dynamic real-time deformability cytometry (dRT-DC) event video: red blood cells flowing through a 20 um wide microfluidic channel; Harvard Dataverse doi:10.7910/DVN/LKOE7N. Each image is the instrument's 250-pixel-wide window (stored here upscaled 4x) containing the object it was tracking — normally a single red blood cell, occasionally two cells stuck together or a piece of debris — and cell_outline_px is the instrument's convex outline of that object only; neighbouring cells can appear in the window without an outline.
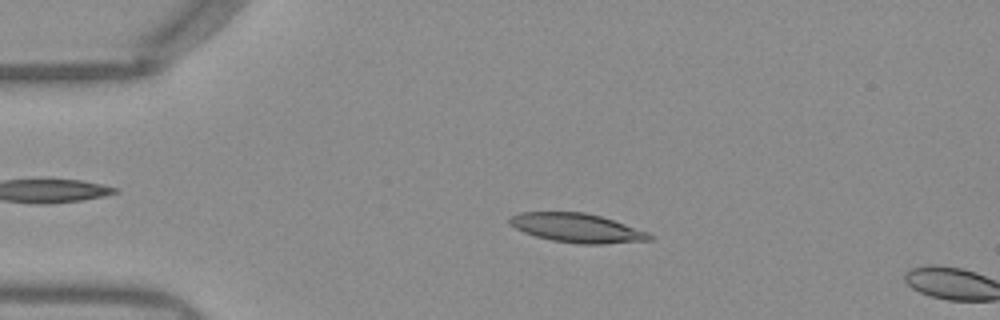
{"species": "Egyptian fruit bat (a non-hibernating species)", "species_latin": "Rousettus aegyptiacus", "temperature_condition": "warm", "stored_images_in_passage": 12, "camera_frame_rate_fps": 3000, "um_per_image_px": 0.085, "frame": {"image": 1, "passage_image": 10, "time_ms": 3.0, "image_size_px": [1000, 320], "cell_outline_px": [[652, 240], [604, 244], [580, 244], [552, 240], [536, 236], [524, 232], [508, 224], [508, 220], [512, 216], [520, 212], [584, 212], [600, 216], [648, 232], [652, 236]], "centroid_in_image_um": [49.03, 19.38], "position_along_channel_um": 36.0, "area_um2": 23.47}}